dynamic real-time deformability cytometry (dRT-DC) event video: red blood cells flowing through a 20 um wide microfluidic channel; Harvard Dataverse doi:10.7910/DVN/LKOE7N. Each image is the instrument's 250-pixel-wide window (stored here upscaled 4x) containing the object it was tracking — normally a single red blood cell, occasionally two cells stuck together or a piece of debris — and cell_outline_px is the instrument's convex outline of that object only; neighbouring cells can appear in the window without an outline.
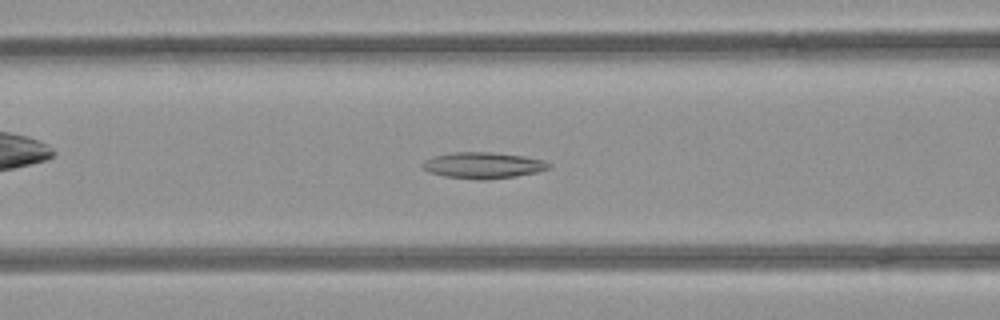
{"species": "common noctule bat (a hibernating species)", "species_latin": "Nyctalus noctula", "temperature_condition": "room temperature", "stored_images_in_passage": 35, "camera_frame_rate_fps": 3000, "um_per_image_px": 0.085, "animal": {"sex": "female", "body_mass_g": 21.9}, "frame": {"image": 1, "passage_image": 7, "time_ms": 2.0, "image_size_px": [1000, 320], "cell_outline_px": [[552, 164], [548, 168], [536, 172], [516, 176], [484, 180], [476, 180], [444, 176], [428, 172], [420, 164], [424, 160], [432, 156], [452, 152], [492, 152], [524, 156], [544, 160]], "centroid_in_image_um": [41.03, 14.05], "position_along_channel_um": 125.6, "area_um2": 19.42}}
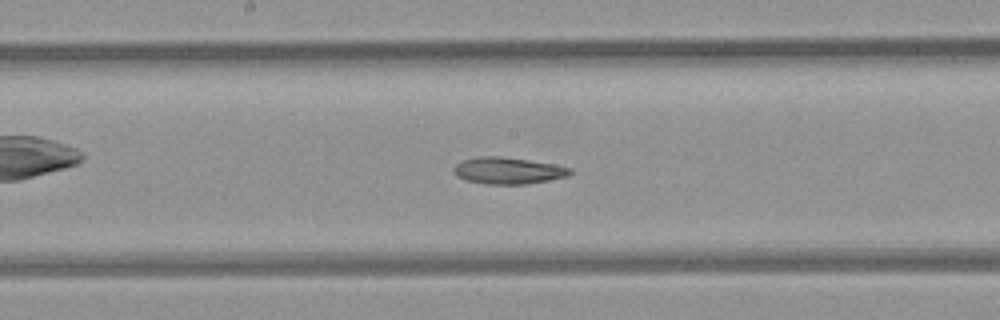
{"frame": {"image": 2, "passage_image": 13, "time_ms": 4.0, "image_size_px": [1000, 320], "cell_outline_px": [[572, 172], [568, 176], [528, 184], [488, 184], [468, 180], [456, 176], [456, 164], [464, 160], [476, 156], [496, 156], [528, 160], [552, 164], [572, 168]], "centroid_in_image_um": [43.22, 14.5], "position_along_channel_um": 205.0, "area_um2": 17.74}}
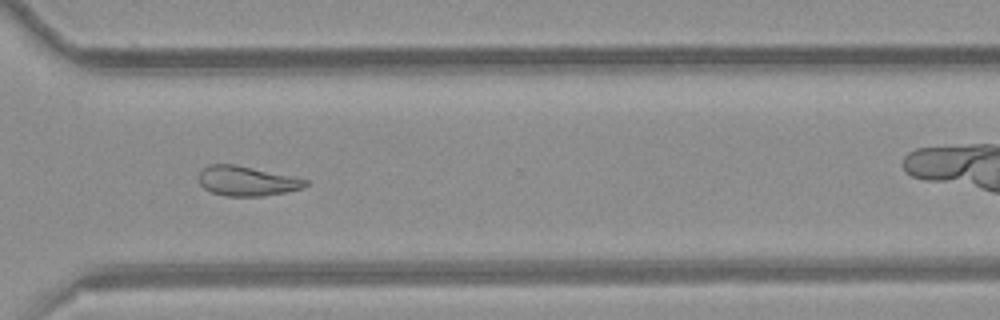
{"frame": {"image": 3, "passage_image": 24, "time_ms": 7.667, "image_size_px": [1000, 320], "cell_outline_px": [[308, 184], [300, 188], [284, 192], [264, 196], [224, 196], [212, 192], [204, 188], [200, 184], [200, 172], [208, 164], [236, 164], [308, 180]], "centroid_in_image_um": [20.95, 15.38], "position_along_channel_um": 349.7, "area_um2": 18.21}}